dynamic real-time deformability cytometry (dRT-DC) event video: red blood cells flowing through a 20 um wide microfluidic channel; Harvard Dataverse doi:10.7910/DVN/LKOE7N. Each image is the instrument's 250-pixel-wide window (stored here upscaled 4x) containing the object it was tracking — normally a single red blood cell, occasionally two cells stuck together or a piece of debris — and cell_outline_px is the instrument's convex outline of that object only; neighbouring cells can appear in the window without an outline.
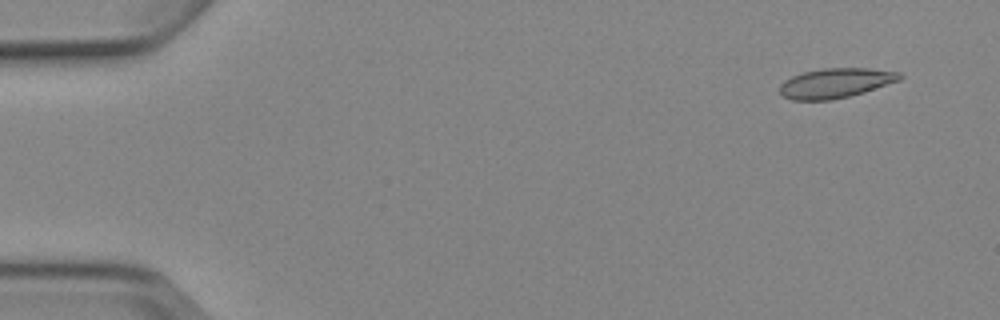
{"species": "Egyptian fruit bat (a non-hibernating species)", "species_latin": "Rousettus aegyptiacus", "temperature_condition": "cold", "stored_images_in_passage": 5, "camera_frame_rate_fps": 3000, "um_per_image_px": 0.085, "animal": {"sex": "female"}, "frame": {"image": 1, "passage_image": 1, "time_ms": 0.0, "image_size_px": [1000, 320], "cell_outline_px": [[904, 76], [900, 80], [864, 92], [832, 100], [792, 100], [784, 96], [780, 92], [780, 84], [784, 80], [792, 76], [804, 72], [824, 68], [868, 68], [900, 72]], "centroid_in_image_um": [71.03, 7.06], "position_along_channel_um": 14.0, "area_um2": 20.75}}
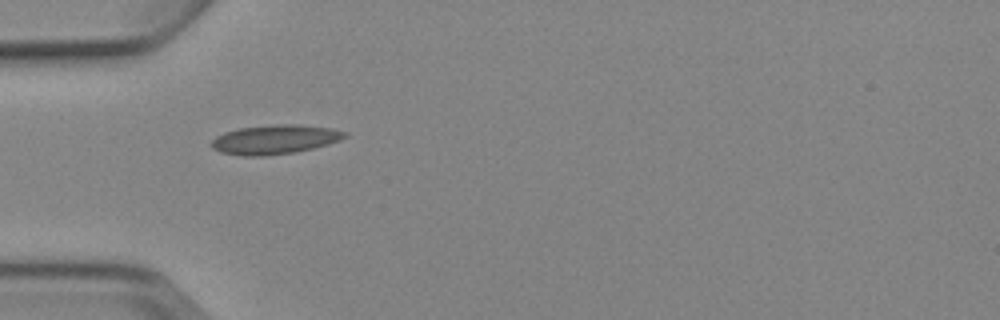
{"frame": {"image": 2, "passage_image": 4, "time_ms": 4.333, "image_size_px": [1000, 320], "cell_outline_px": [[348, 136], [340, 140], [328, 144], [296, 152], [264, 156], [240, 156], [220, 152], [212, 148], [208, 144], [216, 136], [224, 132], [240, 128], [276, 124], [300, 124], [332, 128], [348, 132]], "centroid_in_image_um": [23.35, 11.85], "position_along_channel_um": 61.6, "area_um2": 23.0}}
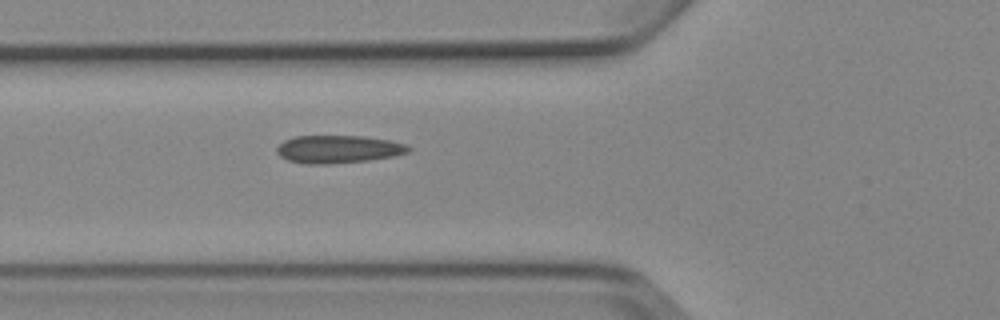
{"frame": {"image": 3, "passage_image": 5, "time_ms": 5.333, "image_size_px": [1000, 320], "cell_outline_px": [[412, 148], [408, 152], [392, 156], [368, 160], [328, 164], [304, 164], [288, 160], [280, 156], [276, 152], [276, 148], [284, 140], [296, 136], [364, 136], [388, 140], [408, 144]], "centroid_in_image_um": [28.74, 12.68], "position_along_channel_um": 97.1, "area_um2": 21.33}}